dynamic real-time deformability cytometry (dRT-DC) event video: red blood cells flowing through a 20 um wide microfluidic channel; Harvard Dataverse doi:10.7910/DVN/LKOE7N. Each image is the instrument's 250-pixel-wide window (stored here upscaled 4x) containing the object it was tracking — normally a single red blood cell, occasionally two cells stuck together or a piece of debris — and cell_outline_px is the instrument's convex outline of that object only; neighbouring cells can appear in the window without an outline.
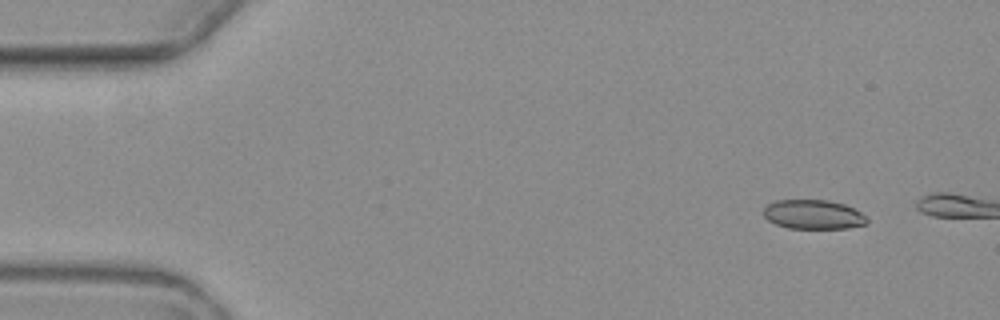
{"species": "common noctule bat (a hibernating species)", "species_latin": "Nyctalus noctula", "temperature_condition": "warm", "stored_images_in_passage": 5, "segment_of_instrument_passage": [2, 2], "camera_frame_rate_fps": 3000, "um_per_image_px": 0.085, "animal": {"sex": "female", "body_mass_g": 19.3, "forearm_length_mm": 54.1}, "frame": {"image": 1, "passage_image": 5, "time_ms": 5.667, "image_size_px": [1000, 320], "cell_outline_px": [[868, 224], [848, 228], [788, 228], [776, 224], [768, 220], [764, 216], [764, 208], [768, 204], [776, 200], [828, 200], [844, 204], [860, 212], [868, 220]], "centroid_in_image_um": [69.13, 18.23], "position_along_channel_um": 15.9, "area_um2": 17.57}}